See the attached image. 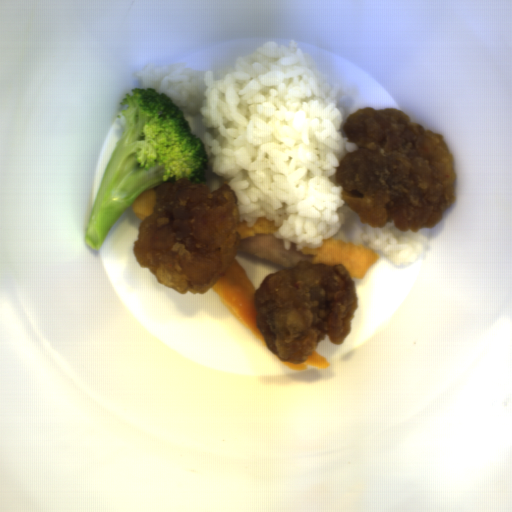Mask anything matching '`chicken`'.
Here are the masks:
<instances>
[{
    "label": "chicken",
    "mask_w": 512,
    "mask_h": 512,
    "mask_svg": "<svg viewBox=\"0 0 512 512\" xmlns=\"http://www.w3.org/2000/svg\"><path fill=\"white\" fill-rule=\"evenodd\" d=\"M255 327L280 362L304 364L328 336L343 344L359 308L358 289L342 263L299 260L267 274L255 291Z\"/></svg>",
    "instance_id": "3"
},
{
    "label": "chicken",
    "mask_w": 512,
    "mask_h": 512,
    "mask_svg": "<svg viewBox=\"0 0 512 512\" xmlns=\"http://www.w3.org/2000/svg\"><path fill=\"white\" fill-rule=\"evenodd\" d=\"M342 133L356 148L334 176L360 222L381 228L393 221L400 232L414 233L442 220L456 199L457 173L441 133L399 109L368 106L346 117Z\"/></svg>",
    "instance_id": "1"
},
{
    "label": "chicken",
    "mask_w": 512,
    "mask_h": 512,
    "mask_svg": "<svg viewBox=\"0 0 512 512\" xmlns=\"http://www.w3.org/2000/svg\"><path fill=\"white\" fill-rule=\"evenodd\" d=\"M238 196L180 178L158 186L151 215L133 242L140 268L178 293L206 295L231 267L240 245Z\"/></svg>",
    "instance_id": "2"
}]
</instances>
